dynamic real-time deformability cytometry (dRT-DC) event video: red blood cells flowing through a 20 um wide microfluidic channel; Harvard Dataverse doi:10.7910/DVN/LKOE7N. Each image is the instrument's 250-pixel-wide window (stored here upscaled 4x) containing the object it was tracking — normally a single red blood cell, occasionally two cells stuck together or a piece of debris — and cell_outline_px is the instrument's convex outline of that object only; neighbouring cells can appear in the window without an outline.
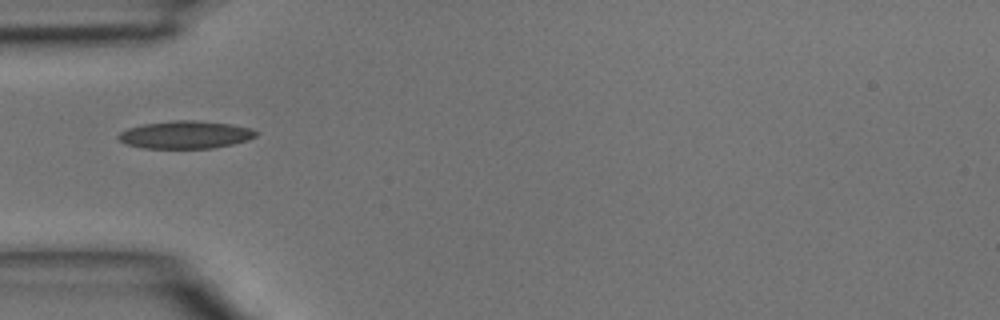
{"species": "common noctule bat (a hibernating species)", "species_latin": "Nyctalus noctula", "temperature_condition": "room temperature", "stored_images_in_passage": 2, "camera_frame_rate_fps": 3000, "um_per_image_px": 0.085, "animal": {"sex": "male", "body_mass_g": 15.6}, "frame": {"image": 1, "passage_image": 2, "time_ms": 0.333, "image_size_px": [1000, 320], "cell_outline_px": [[256, 136], [248, 140], [232, 144], [212, 148], [144, 148], [124, 144], [116, 136], [120, 132], [128, 128], [144, 124], [172, 120], [192, 120], [228, 124], [248, 128], [256, 132]], "centroid_in_image_um": [15.7, 11.46], "position_along_channel_um": 69.3, "area_um2": 21.96}}